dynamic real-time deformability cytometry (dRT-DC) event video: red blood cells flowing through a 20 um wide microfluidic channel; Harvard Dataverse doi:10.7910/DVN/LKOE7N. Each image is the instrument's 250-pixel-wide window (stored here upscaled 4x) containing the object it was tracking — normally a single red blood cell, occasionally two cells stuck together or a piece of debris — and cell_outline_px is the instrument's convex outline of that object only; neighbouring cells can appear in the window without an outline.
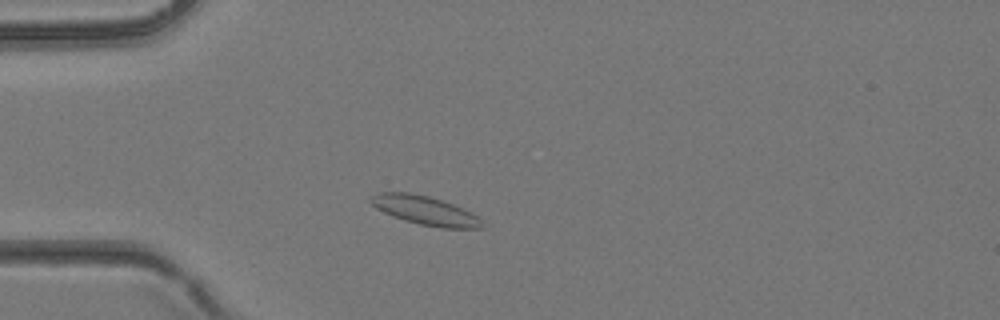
{"species": "common noctule bat (a hibernating species)", "species_latin": "Nyctalus noctula", "temperature_condition": "room temperature", "stored_images_in_passage": 35, "camera_frame_rate_fps": 3000, "um_per_image_px": 0.085, "animal": {"sex": "female", "body_mass_g": 24.6, "forearm_length_mm": 56.2}, "frame": {"image": 1, "passage_image": 7, "time_ms": 2.0, "image_size_px": [1000, 320], "cell_outline_px": [[484, 228], [440, 228], [420, 224], [404, 220], [392, 216], [376, 208], [368, 200], [368, 196], [380, 192], [412, 192], [428, 196], [452, 204], [472, 212], [484, 224]], "centroid_in_image_um": [36.09, 17.88], "position_along_channel_um": 48.9, "area_um2": 18.73}}
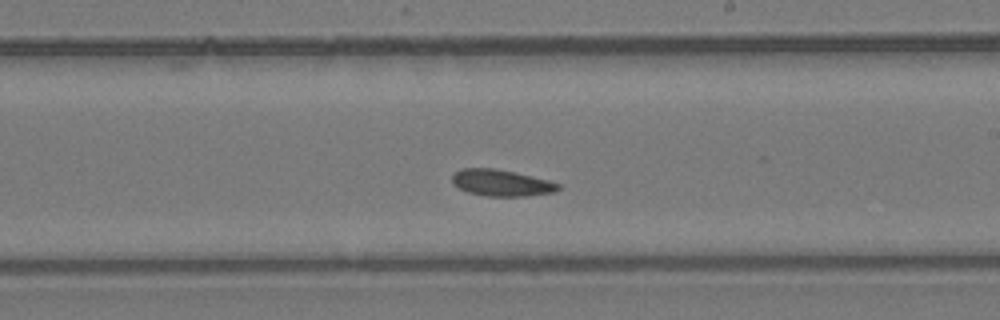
{"frame": {"image": 2, "passage_image": 19, "time_ms": 6.0, "image_size_px": [1000, 320], "cell_outline_px": [[560, 188], [556, 192], [528, 196], [488, 196], [468, 192], [452, 184], [452, 176], [460, 168], [496, 168], [548, 180], [560, 184]], "centroid_in_image_um": [42.62, 15.54], "position_along_channel_um": 246.4, "area_um2": 16.36}}
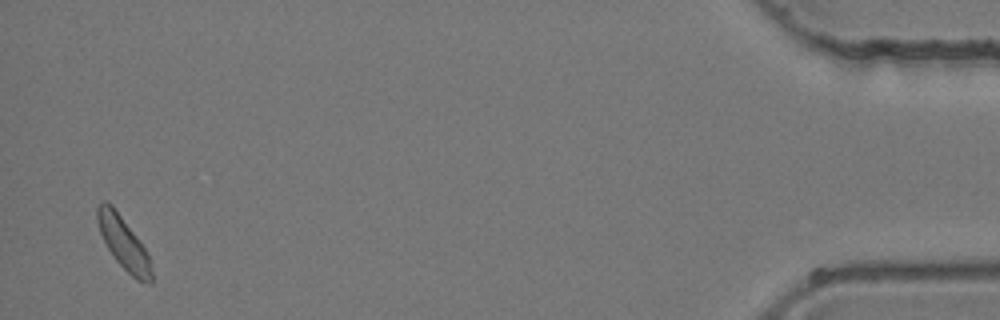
{"frame": {"image": 3, "passage_image": 34, "time_ms": 11.0, "image_size_px": [1000, 320], "cell_outline_px": [[152, 284], [148, 284], [136, 280], [116, 260], [108, 248], [100, 232], [96, 220], [96, 208], [104, 200], [108, 200], [112, 204], [136, 236], [144, 248], [148, 256], [152, 272]], "centroid_in_image_um": [10.48, 20.64], "position_along_channel_um": 424.7, "area_um2": 16.3}}